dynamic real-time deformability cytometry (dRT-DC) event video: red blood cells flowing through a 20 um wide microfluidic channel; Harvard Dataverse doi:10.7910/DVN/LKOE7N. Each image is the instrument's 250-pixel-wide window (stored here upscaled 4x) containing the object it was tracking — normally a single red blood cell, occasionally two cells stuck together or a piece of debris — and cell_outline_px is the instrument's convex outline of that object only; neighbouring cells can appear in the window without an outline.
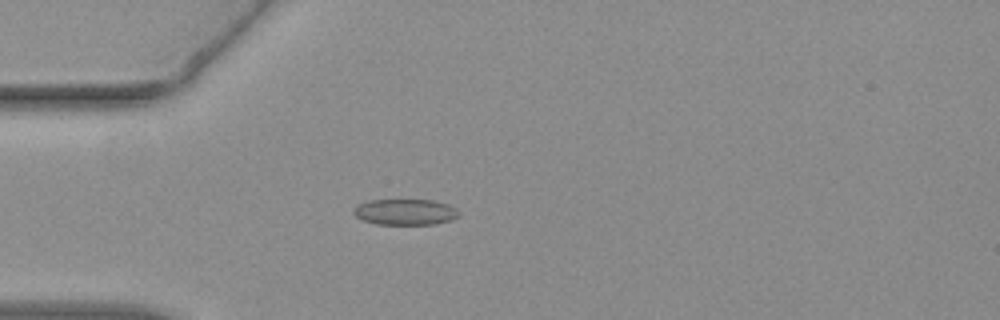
{"species": "common noctule bat (a hibernating species)", "species_latin": "Nyctalus noctula", "temperature_condition": "warm", "stored_images_in_passage": 48, "camera_frame_rate_fps": 3000, "um_per_image_px": 0.085, "animal": {"sex": "female", "body_mass_g": 19.3, "forearm_length_mm": 54.1}, "frame": {"image": 1, "passage_image": 15, "time_ms": 4.667, "image_size_px": [1000, 320], "cell_outline_px": [[460, 216], [452, 220], [432, 224], [376, 224], [364, 220], [356, 216], [352, 212], [352, 208], [356, 204], [368, 200], [432, 200], [448, 204], [456, 208], [460, 212]], "centroid_in_image_um": [34.44, 18.01], "position_along_channel_um": 50.6, "area_um2": 16.07}}
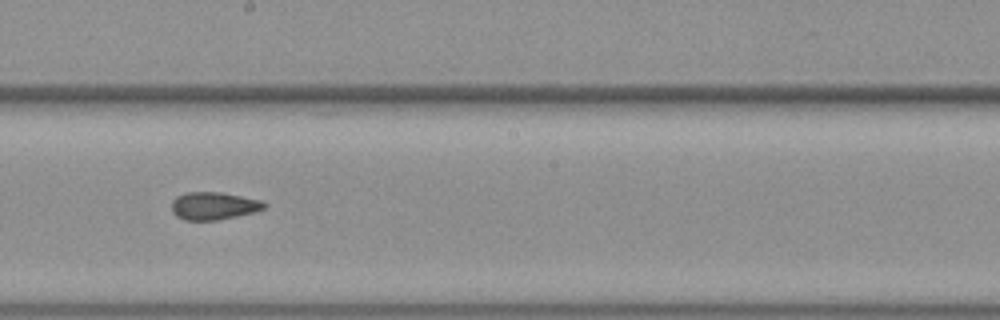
{"frame": {"image": 2, "passage_image": 30, "time_ms": 9.667, "image_size_px": [1000, 320], "cell_outline_px": [[268, 204], [264, 208], [252, 212], [236, 216], [216, 220], [184, 220], [176, 216], [172, 212], [172, 200], [176, 196], [188, 192], [220, 192], [260, 200]], "centroid_in_image_um": [18.12, 17.49], "position_along_channel_um": 230.1, "area_um2": 14.8}}
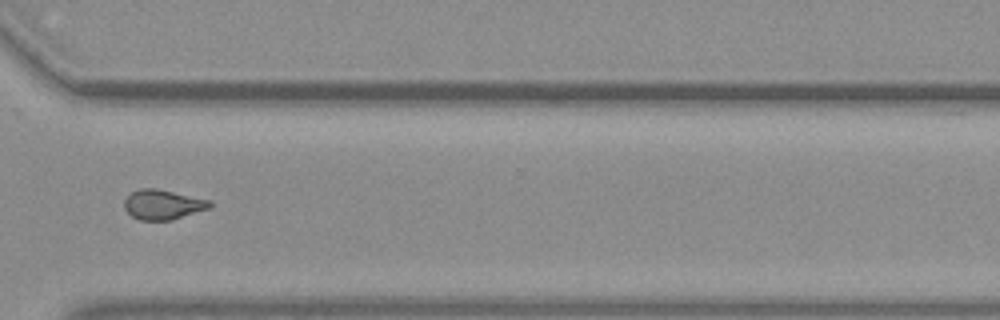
{"frame": {"image": 3, "passage_image": 40, "time_ms": 13.0, "image_size_px": [1000, 320], "cell_outline_px": [[212, 204], [208, 208], [172, 220], [140, 220], [132, 216], [124, 208], [124, 200], [132, 192], [140, 188], [156, 188], [212, 200]], "centroid_in_image_um": [13.84, 17.38], "position_along_channel_um": 356.8, "area_um2": 14.8}, "authors_computed_cell_mechanics": {"area_um2": 15.3459, "velocity_mm_per_s": 3.8122, "shape_relaxation_time_tau1_ms": 8.6417, "shape_relaxation_time_tau2_ms": 2.1293, "deformation_change_tau1": 0.1669, "deformation_change_tau2": 0.0931}}